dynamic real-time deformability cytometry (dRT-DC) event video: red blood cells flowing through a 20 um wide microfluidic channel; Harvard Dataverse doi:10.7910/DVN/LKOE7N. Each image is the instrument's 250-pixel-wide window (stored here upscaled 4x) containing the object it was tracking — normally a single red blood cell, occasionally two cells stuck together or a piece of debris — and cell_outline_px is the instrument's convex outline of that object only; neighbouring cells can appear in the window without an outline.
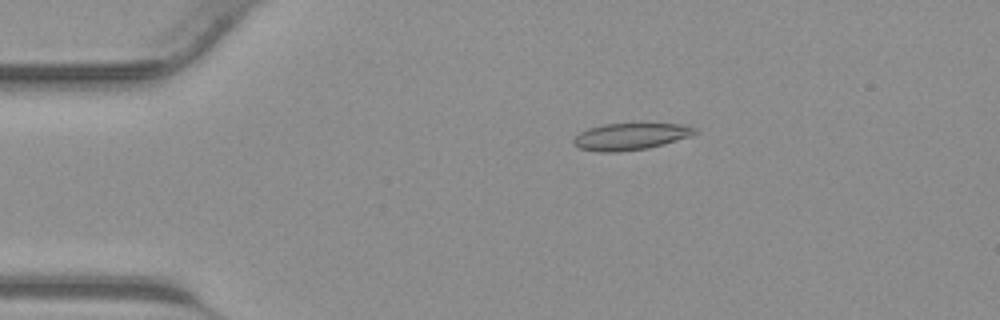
{"species": "common noctule bat (a hibernating species)", "species_latin": "Nyctalus noctula", "temperature_condition": "warm", "stored_images_in_passage": 42, "camera_frame_rate_fps": 3000, "um_per_image_px": 0.085, "animal": {"sex": "male", "body_mass_g": 23.1, "forearm_length_mm": 52.7}, "frame": {"image": 1, "passage_image": 8, "time_ms": 2.333, "image_size_px": [1000, 320], "cell_outline_px": [[700, 132], [664, 144], [648, 148], [620, 152], [600, 152], [580, 148], [572, 144], [572, 140], [580, 132], [588, 128], [604, 124], [680, 124], [696, 128]], "centroid_in_image_um": [53.56, 11.61], "position_along_channel_um": 31.4, "area_um2": 18.84}}
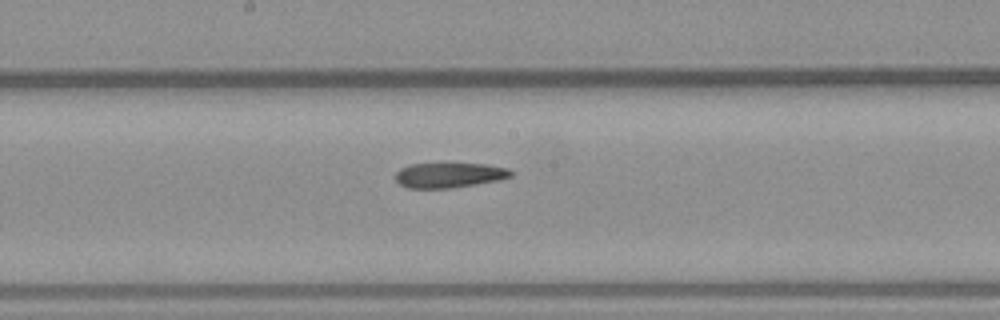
{"frame": {"image": 2, "passage_image": 22, "time_ms": 7.0, "image_size_px": [1000, 320], "cell_outline_px": [[512, 176], [500, 180], [476, 184], [448, 188], [408, 188], [400, 184], [396, 180], [396, 172], [400, 168], [408, 164], [488, 164], [508, 168], [512, 172]], "centroid_in_image_um": [38.19, 14.88], "position_along_channel_um": 210.0, "area_um2": 16.76}}
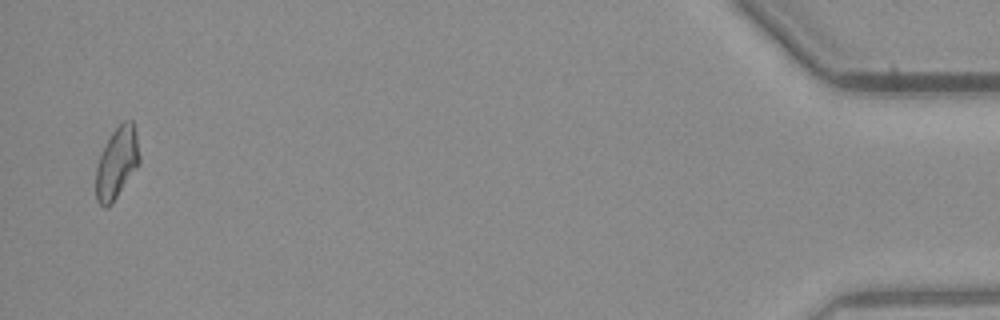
{"frame": {"image": 3, "passage_image": 41, "time_ms": 13.333, "image_size_px": [1000, 320], "cell_outline_px": [[140, 164], [112, 204], [108, 208], [104, 208], [96, 200], [96, 168], [100, 156], [112, 132], [124, 120], [132, 120], [136, 132], [140, 156]], "centroid_in_image_um": [9.95, 13.88], "position_along_channel_um": 425.3, "area_um2": 18.15}}